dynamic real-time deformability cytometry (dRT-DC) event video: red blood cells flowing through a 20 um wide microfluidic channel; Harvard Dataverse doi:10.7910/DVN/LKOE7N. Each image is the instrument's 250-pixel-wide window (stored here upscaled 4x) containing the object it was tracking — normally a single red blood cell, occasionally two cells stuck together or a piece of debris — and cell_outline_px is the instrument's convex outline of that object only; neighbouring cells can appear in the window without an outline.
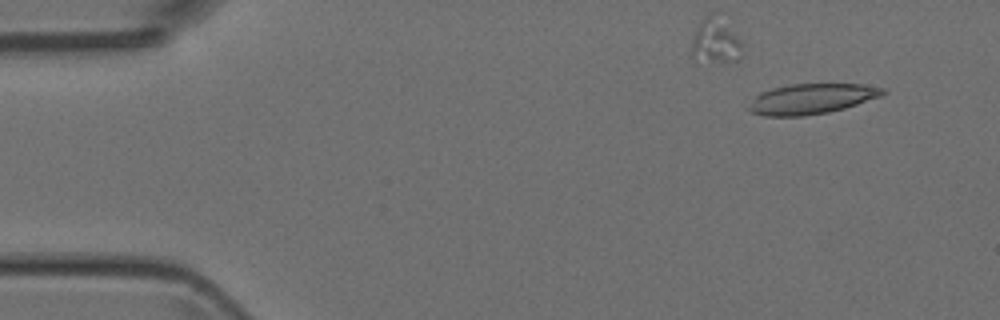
{"species": "Egyptian fruit bat (a non-hibernating species)", "species_latin": "Rousettus aegyptiacus", "temperature_condition": "room temperature", "stored_images_in_passage": 10, "camera_frame_rate_fps": 3000, "um_per_image_px": 0.085, "animal": {"sex": "female"}, "frame": {"image": 1, "passage_image": 2, "time_ms": 1.0, "image_size_px": [1000, 320], "cell_outline_px": [[888, 92], [880, 96], [844, 108], [828, 112], [804, 116], [764, 116], [752, 112], [748, 108], [756, 96], [760, 92], [772, 88], [792, 84], [860, 84], [884, 88]], "centroid_in_image_um": [68.98, 8.4], "position_along_channel_um": 16.0, "area_um2": 23.41}}
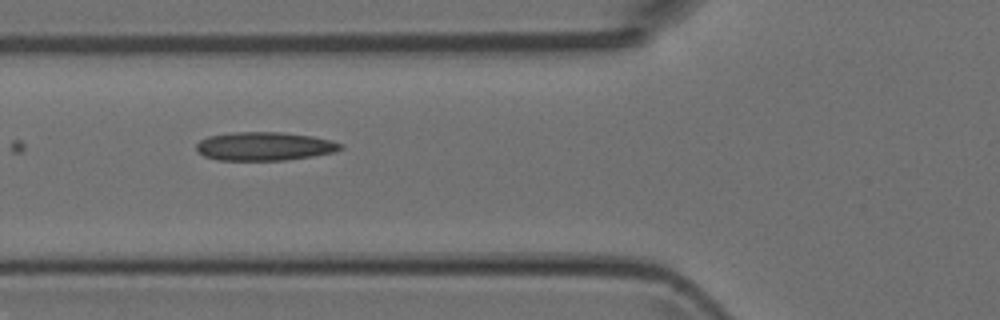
{"frame": {"image": 2, "passage_image": 6, "time_ms": 5.667, "image_size_px": [1000, 320], "cell_outline_px": [[344, 148], [332, 152], [312, 156], [284, 160], [220, 160], [204, 156], [196, 152], [196, 144], [200, 140], [208, 136], [232, 132], [280, 132], [312, 136], [332, 140], [344, 144]], "centroid_in_image_um": [22.46, 12.43], "position_along_channel_um": 103.3, "area_um2": 24.04}}
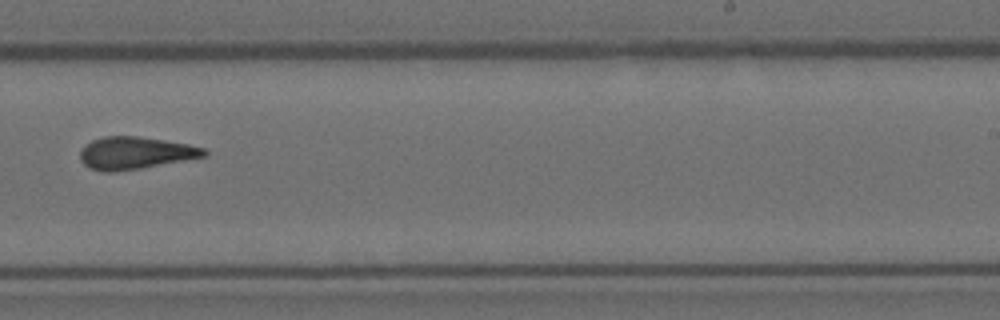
{"frame": {"image": 3, "passage_image": 10, "time_ms": 10.0, "image_size_px": [1000, 320], "cell_outline_px": [[208, 156], [140, 168], [112, 172], [104, 172], [88, 168], [80, 160], [80, 148], [92, 140], [104, 136], [136, 136], [164, 140], [188, 144], [204, 148], [208, 152]], "centroid_in_image_um": [11.47, 13.0], "position_along_channel_um": 277.5, "area_um2": 23.41}}